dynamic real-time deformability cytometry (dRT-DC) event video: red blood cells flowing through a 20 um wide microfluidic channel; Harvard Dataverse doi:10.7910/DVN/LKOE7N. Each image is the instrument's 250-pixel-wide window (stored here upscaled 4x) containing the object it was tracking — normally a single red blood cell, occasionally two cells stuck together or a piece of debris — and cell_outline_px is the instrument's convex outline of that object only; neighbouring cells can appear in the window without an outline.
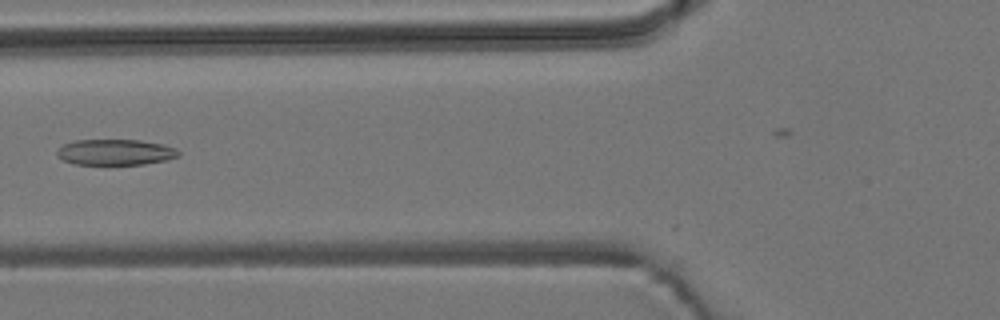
{"species": "common noctule bat (a hibernating species)", "species_latin": "Nyctalus noctula", "temperature_condition": "room temperature", "stored_images_in_passage": 6, "camera_frame_rate_fps": 3000, "um_per_image_px": 0.085, "animal": {"sex": "male", "body_mass_g": 19.2, "forearm_length_mm": 51.8}, "frame": {"image": 1, "passage_image": 6, "time_ms": 6.0, "image_size_px": [1000, 320], "cell_outline_px": [[180, 156], [168, 160], [144, 164], [76, 164], [64, 160], [56, 156], [56, 152], [64, 144], [72, 140], [140, 140], [164, 144], [176, 148], [180, 152]], "centroid_in_image_um": [9.85, 12.93], "position_along_channel_um": 116.0, "area_um2": 18.38}}